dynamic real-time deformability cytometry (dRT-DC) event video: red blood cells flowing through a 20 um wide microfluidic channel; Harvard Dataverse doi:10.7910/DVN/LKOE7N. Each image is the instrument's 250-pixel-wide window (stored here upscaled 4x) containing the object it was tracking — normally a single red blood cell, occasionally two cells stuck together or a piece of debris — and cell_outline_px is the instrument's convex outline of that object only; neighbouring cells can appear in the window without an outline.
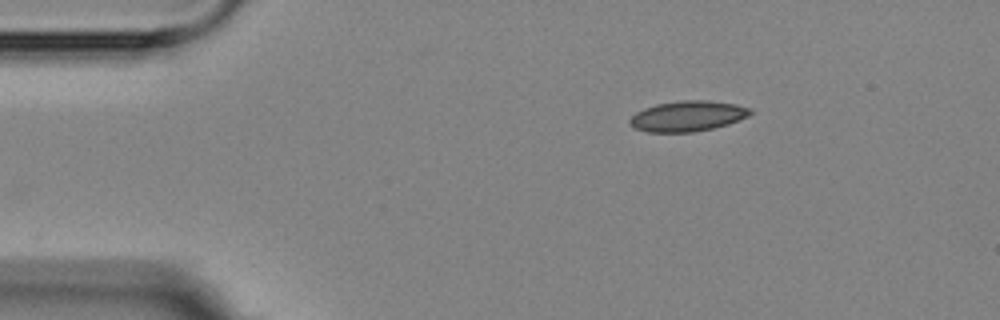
{"species": "Egyptian fruit bat (a non-hibernating species)", "species_latin": "Rousettus aegyptiacus", "temperature_condition": "room temperature", "stored_images_in_passage": 4, "camera_frame_rate_fps": 3000, "um_per_image_px": 0.085, "animal": {"sex": "female"}, "frame": {"image": 1, "passage_image": 1, "time_ms": 0.0, "image_size_px": [1000, 320], "cell_outline_px": [[752, 112], [748, 116], [728, 124], [712, 128], [692, 132], [648, 132], [632, 128], [628, 124], [628, 120], [636, 112], [644, 108], [656, 104], [684, 100], [708, 100], [736, 104], [752, 108]], "centroid_in_image_um": [58.42, 9.87], "position_along_channel_um": 26.6, "area_um2": 21.5}}
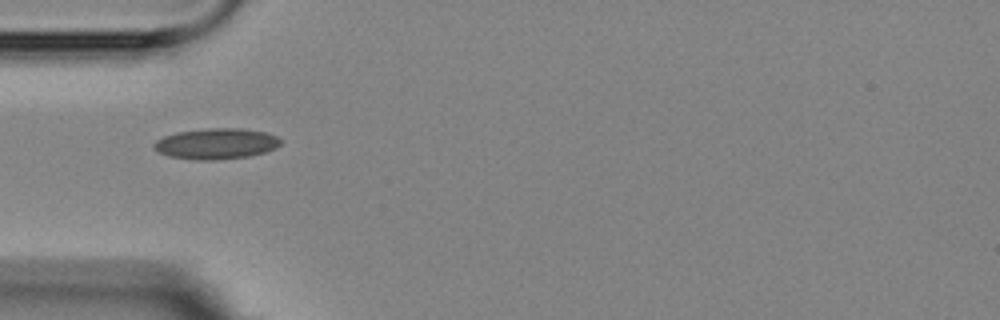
{"frame": {"image": 2, "passage_image": 3, "time_ms": 2.667, "image_size_px": [1000, 320], "cell_outline_px": [[280, 144], [276, 148], [264, 152], [248, 156], [212, 160], [200, 160], [172, 156], [160, 152], [152, 144], [156, 140], [164, 136], [176, 132], [204, 128], [240, 128], [268, 132], [276, 136], [280, 140]], "centroid_in_image_um": [18.4, 12.19], "position_along_channel_um": 66.6, "area_um2": 22.54}}
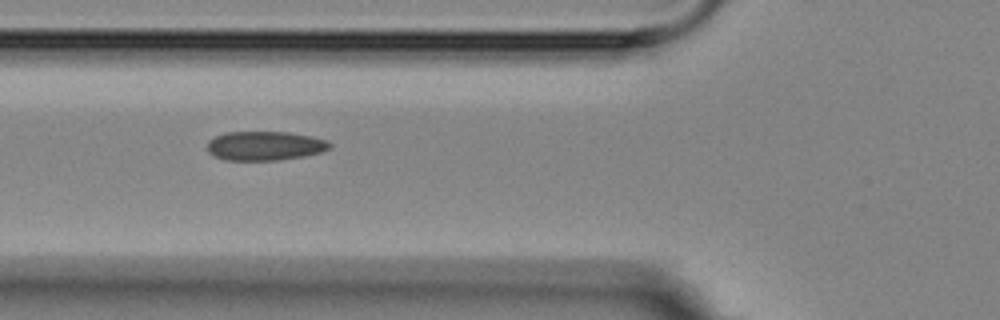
{"frame": {"image": 3, "passage_image": 4, "time_ms": 3.667, "image_size_px": [1000, 320], "cell_outline_px": [[332, 148], [320, 152], [304, 156], [280, 160], [224, 160], [208, 152], [208, 140], [224, 132], [288, 132], [312, 136], [328, 140], [332, 144]], "centroid_in_image_um": [22.54, 12.39], "position_along_channel_um": 103.3, "area_um2": 20.92}}